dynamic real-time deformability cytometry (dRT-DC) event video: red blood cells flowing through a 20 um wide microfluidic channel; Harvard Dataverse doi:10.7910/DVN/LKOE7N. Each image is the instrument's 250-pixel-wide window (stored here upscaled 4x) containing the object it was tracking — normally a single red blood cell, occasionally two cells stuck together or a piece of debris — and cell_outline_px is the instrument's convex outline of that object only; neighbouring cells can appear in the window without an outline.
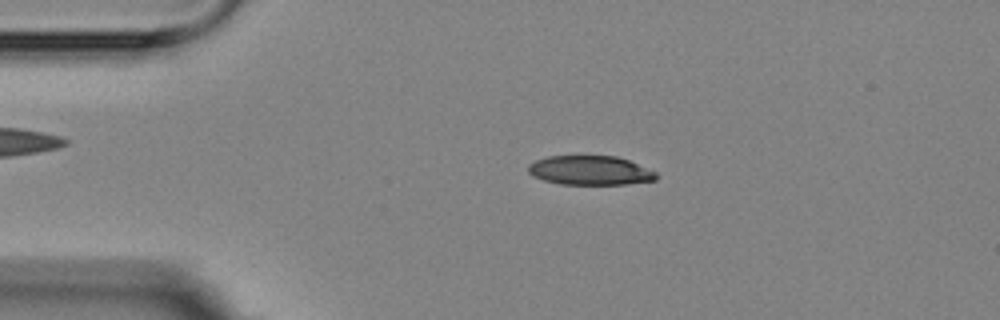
{"species": "Egyptian fruit bat (a non-hibernating species)", "species_latin": "Rousettus aegyptiacus", "temperature_condition": "room temperature", "stored_images_in_passage": 4, "camera_frame_rate_fps": 3000, "um_per_image_px": 0.085, "animal": {"sex": "female"}, "frame": {"image": 1, "passage_image": 3, "time_ms": 2.333, "image_size_px": [1000, 320], "cell_outline_px": [[656, 180], [624, 184], [560, 184], [544, 180], [532, 176], [528, 172], [528, 164], [536, 160], [548, 156], [616, 156], [628, 160], [656, 172]], "centroid_in_image_um": [50.12, 14.48], "position_along_channel_um": 34.9, "area_um2": 21.68}}